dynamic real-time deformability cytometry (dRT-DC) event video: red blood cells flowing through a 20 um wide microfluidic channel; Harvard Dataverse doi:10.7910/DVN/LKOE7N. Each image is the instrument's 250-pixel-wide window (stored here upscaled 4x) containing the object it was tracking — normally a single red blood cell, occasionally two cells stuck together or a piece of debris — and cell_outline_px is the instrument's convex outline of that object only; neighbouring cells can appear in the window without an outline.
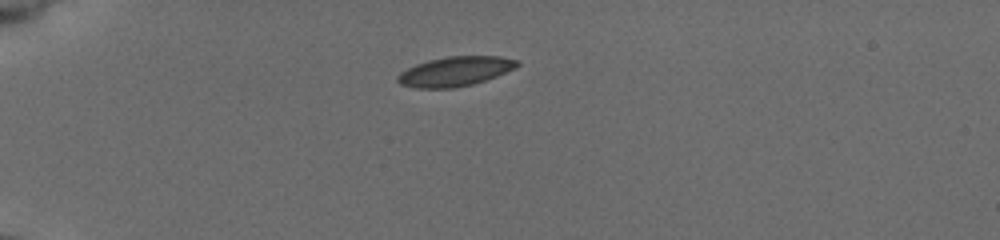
{"species": "common noctule bat (a hibernating species)", "species_latin": "Nyctalus noctula", "temperature_condition": "cold", "stored_images_in_passage": 15, "camera_frame_rate_fps": 3000, "um_per_image_px": 0.085, "animal": {"sex": "female", "body_mass_g": 19.5, "forearm_length_mm": 54.1}, "frame": {"image": 1, "passage_image": 1, "time_ms": 0.0, "image_size_px": [1000, 240], "cell_outline_px": [[520, 64], [496, 76], [472, 84], [452, 88], [416, 88], [400, 84], [396, 80], [396, 76], [400, 72], [416, 64], [428, 60], [448, 56], [500, 56], [520, 60]], "centroid_in_image_um": [38.65, 6.06], "position_along_channel_um": 46.3, "area_um2": 20.46}}
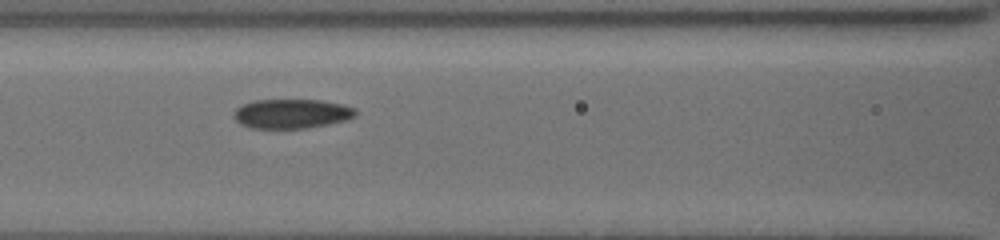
{"frame": {"image": 2, "passage_image": 9, "time_ms": 3.667, "image_size_px": [1000, 240], "cell_outline_px": [[356, 116], [348, 120], [308, 128], [252, 128], [240, 124], [232, 116], [236, 108], [252, 100], [320, 100], [340, 104], [356, 108]], "centroid_in_image_um": [24.79, 9.67], "position_along_channel_um": 141.8, "area_um2": 20.92}}
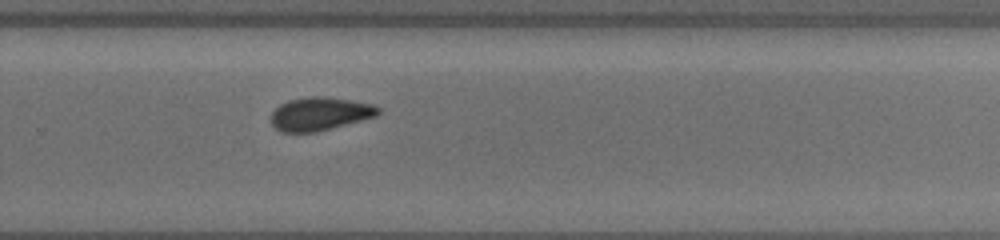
{"frame": {"image": 3, "passage_image": 15, "time_ms": 8.0, "image_size_px": [1000, 240], "cell_outline_px": [[380, 112], [376, 116], [316, 132], [280, 132], [268, 120], [268, 116], [280, 104], [288, 100], [308, 96], [324, 96], [352, 100], [376, 104], [380, 108]], "centroid_in_image_um": [27.16, 9.66], "position_along_channel_um": 302.6, "area_um2": 21.04}}